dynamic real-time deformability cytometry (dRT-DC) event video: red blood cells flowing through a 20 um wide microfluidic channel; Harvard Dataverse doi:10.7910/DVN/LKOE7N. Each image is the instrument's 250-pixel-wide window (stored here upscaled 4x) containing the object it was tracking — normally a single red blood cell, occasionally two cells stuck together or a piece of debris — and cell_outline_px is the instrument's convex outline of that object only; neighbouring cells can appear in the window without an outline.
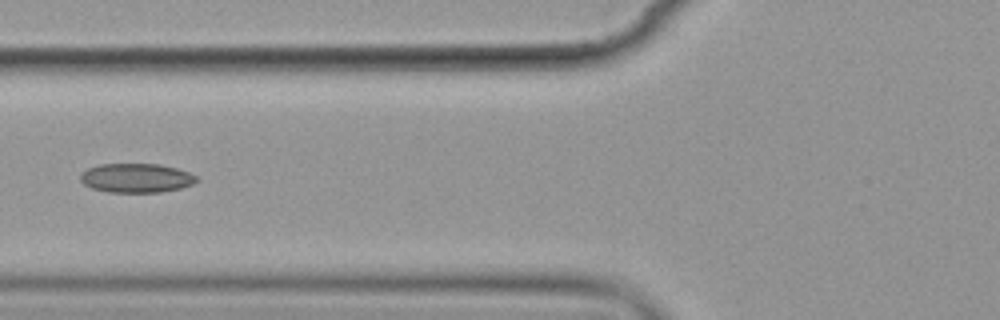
{"species": "common noctule bat (a hibernating species)", "species_latin": "Nyctalus noctula", "temperature_condition": "cold", "stored_images_in_passage": 6, "camera_frame_rate_fps": 3000, "um_per_image_px": 0.085, "animal": {"sex": "female", "body_mass_g": 19.9}, "frame": {"image": 1, "passage_image": 2, "time_ms": 1.333, "image_size_px": [1000, 320], "cell_outline_px": [[200, 180], [192, 184], [180, 188], [160, 192], [108, 192], [92, 188], [84, 184], [80, 180], [80, 172], [88, 168], [100, 164], [160, 164], [176, 168], [188, 172], [196, 176]], "centroid_in_image_um": [11.57, 15.12], "position_along_channel_um": 114.2, "area_um2": 19.77}}
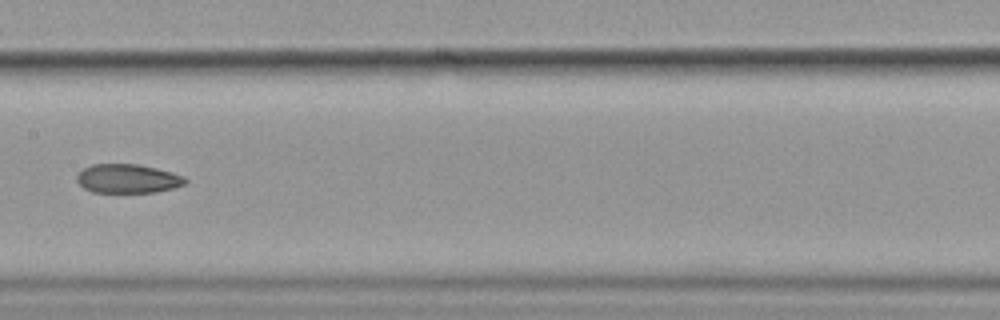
{"frame": {"image": 2, "passage_image": 4, "time_ms": 3.667, "image_size_px": [1000, 320], "cell_outline_px": [[188, 180], [184, 184], [172, 188], [156, 192], [92, 192], [84, 188], [76, 180], [76, 176], [84, 168], [92, 164], [136, 164], [156, 168], [172, 172], [184, 176]], "centroid_in_image_um": [10.85, 15.18], "position_along_channel_um": 196.5, "area_um2": 18.21}}
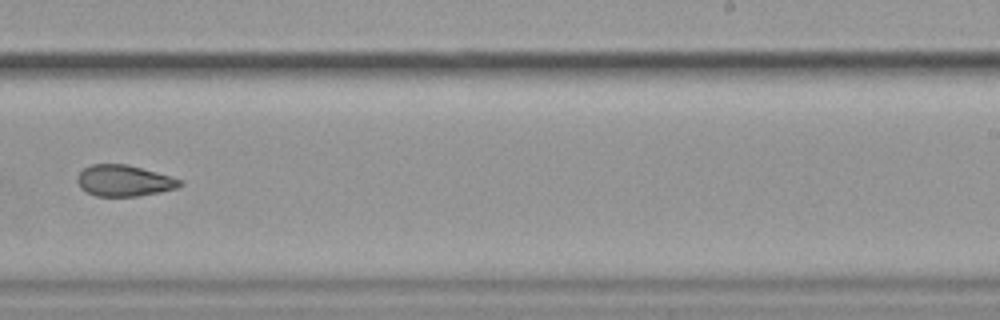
{"frame": {"image": 3, "passage_image": 6, "time_ms": 6.0, "image_size_px": [1000, 320], "cell_outline_px": [[184, 184], [176, 188], [160, 192], [140, 196], [96, 196], [80, 188], [76, 180], [76, 176], [84, 168], [92, 164], [128, 164], [184, 180]], "centroid_in_image_um": [10.55, 15.36], "position_along_channel_um": 278.4, "area_um2": 18.79}}